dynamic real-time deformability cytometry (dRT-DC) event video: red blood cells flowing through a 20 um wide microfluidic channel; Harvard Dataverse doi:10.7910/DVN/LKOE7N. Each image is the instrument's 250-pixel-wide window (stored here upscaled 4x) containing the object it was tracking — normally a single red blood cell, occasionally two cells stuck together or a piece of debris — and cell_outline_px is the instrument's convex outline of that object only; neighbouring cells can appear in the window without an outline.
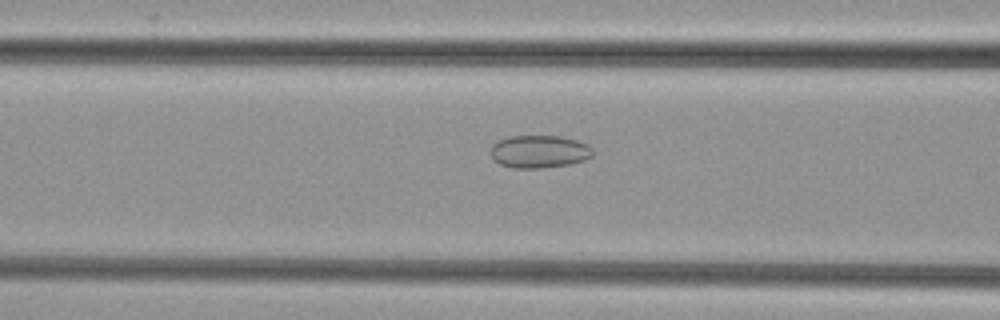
{"species": "common noctule bat (a hibernating species)", "species_latin": "Nyctalus noctula", "temperature_condition": "cold", "stored_images_in_passage": 38, "camera_frame_rate_fps": 3000, "um_per_image_px": 0.085, "animal": {"sex": "female", "body_mass_g": 29.2, "forearm_length_mm": 56.3}, "frame": {"image": 1, "passage_image": 7, "time_ms": 2.0, "image_size_px": [1000, 320], "cell_outline_px": [[592, 156], [584, 160], [568, 164], [540, 168], [516, 168], [500, 164], [492, 160], [492, 144], [496, 140], [508, 136], [560, 136], [576, 140], [588, 144], [592, 148]], "centroid_in_image_um": [45.81, 12.87], "position_along_channel_um": 120.8, "area_um2": 19.48}}
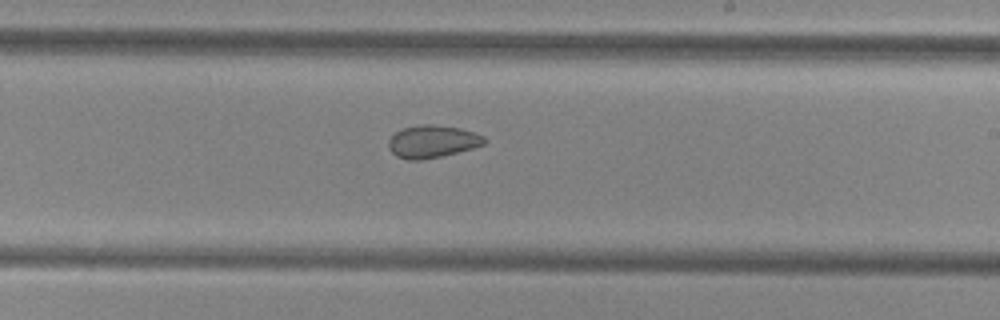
{"frame": {"image": 2, "passage_image": 17, "time_ms": 5.333, "image_size_px": [1000, 320], "cell_outline_px": [[488, 140], [484, 144], [472, 148], [440, 156], [420, 160], [408, 160], [396, 156], [388, 148], [388, 140], [400, 128], [416, 124], [432, 124], [460, 128], [484, 136]], "centroid_in_image_um": [36.71, 12.01], "position_along_channel_um": 252.3, "area_um2": 18.21}}
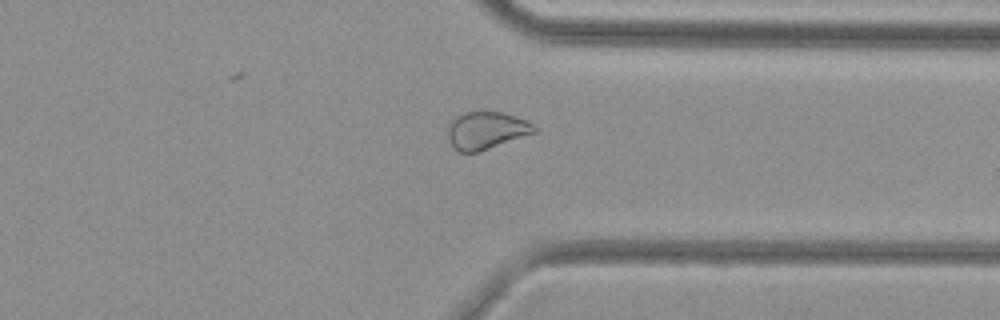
{"frame": {"image": 3, "passage_image": 26, "time_ms": 8.333, "image_size_px": [1000, 320], "cell_outline_px": [[536, 132], [480, 152], [460, 152], [452, 148], [448, 140], [448, 128], [452, 120], [456, 116], [464, 112], [504, 112], [528, 120], [536, 128]], "centroid_in_image_um": [41.32, 11.09], "position_along_channel_um": 370.1, "area_um2": 19.02}}